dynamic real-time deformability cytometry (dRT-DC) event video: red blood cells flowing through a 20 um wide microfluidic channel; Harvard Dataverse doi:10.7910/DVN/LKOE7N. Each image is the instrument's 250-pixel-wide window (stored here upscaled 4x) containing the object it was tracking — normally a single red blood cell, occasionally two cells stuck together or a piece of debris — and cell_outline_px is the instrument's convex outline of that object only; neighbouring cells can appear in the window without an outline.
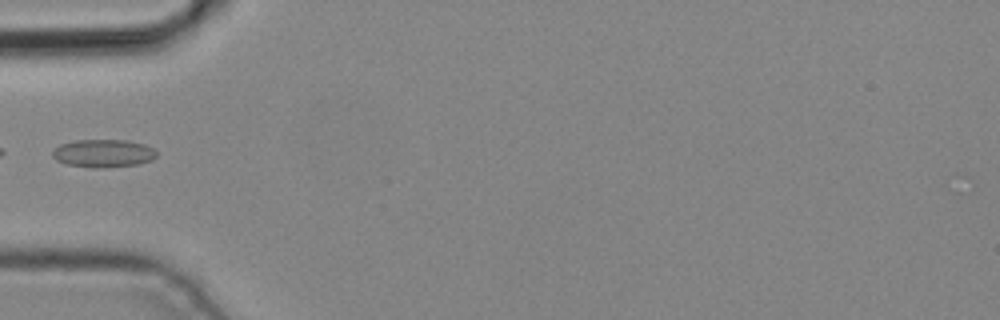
{"species": "common noctule bat (a hibernating species)", "species_latin": "Nyctalus noctula", "temperature_condition": "cold", "stored_images_in_passage": 4, "camera_frame_rate_fps": 3000, "um_per_image_px": 0.085, "animal": {"sex": "male", "body_mass_g": 19.2, "forearm_length_mm": 51.8}, "frame": {"image": 1, "passage_image": 4, "time_ms": 1.0, "image_size_px": [1000, 320], "cell_outline_px": [[156, 156], [152, 160], [136, 164], [96, 168], [92, 168], [68, 164], [56, 160], [52, 156], [52, 152], [60, 144], [76, 140], [128, 140], [144, 144], [152, 148], [156, 152]], "centroid_in_image_um": [8.77, 13.02], "position_along_channel_um": 76.2, "area_um2": 16.76}}